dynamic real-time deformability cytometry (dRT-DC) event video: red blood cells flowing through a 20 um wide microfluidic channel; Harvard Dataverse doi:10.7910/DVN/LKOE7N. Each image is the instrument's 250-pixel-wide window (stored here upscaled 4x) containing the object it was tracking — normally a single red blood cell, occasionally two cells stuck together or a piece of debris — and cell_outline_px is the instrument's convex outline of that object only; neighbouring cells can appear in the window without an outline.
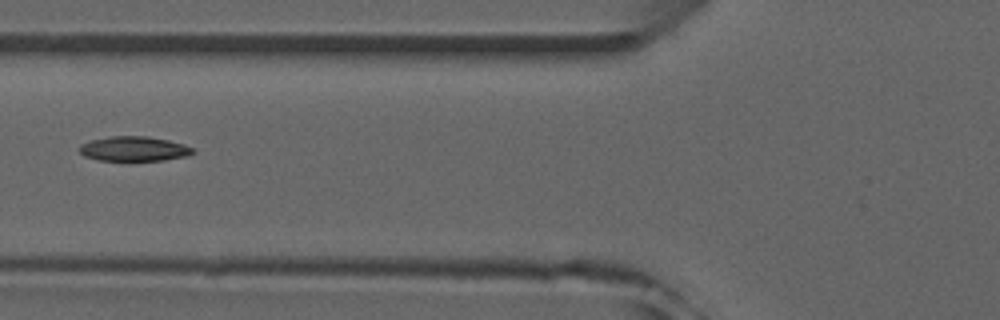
{"species": "common noctule bat (a hibernating species)", "species_latin": "Nyctalus noctula", "temperature_condition": "room temperature", "stored_images_in_passage": 7, "camera_frame_rate_fps": 3000, "um_per_image_px": 0.085, "animal": {"sex": "male", "forearm_length_mm": 52.5}, "frame": {"image": 1, "passage_image": 6, "time_ms": 5.667, "image_size_px": [1000, 320], "cell_outline_px": [[196, 152], [188, 156], [164, 160], [96, 160], [84, 156], [80, 152], [80, 144], [92, 140], [112, 136], [148, 136], [168, 140], [184, 144], [192, 148]], "centroid_in_image_um": [11.41, 12.65], "position_along_channel_um": 114.4, "area_um2": 16.3}}
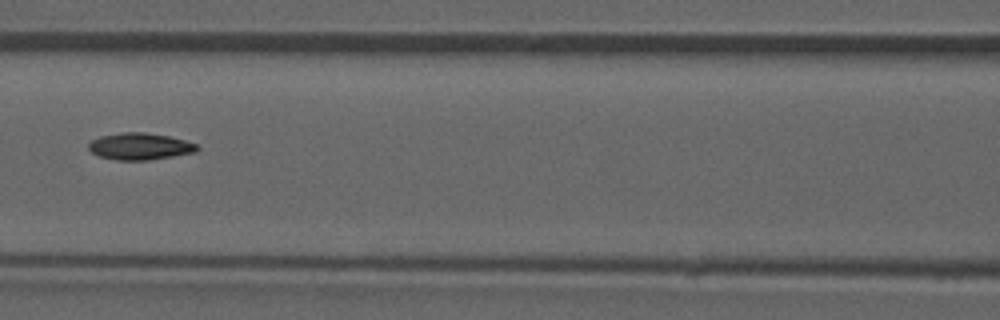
{"frame": {"image": 2, "passage_image": 7, "time_ms": 6.667, "image_size_px": [1000, 320], "cell_outline_px": [[200, 148], [196, 152], [148, 160], [116, 160], [100, 156], [92, 152], [88, 148], [88, 144], [92, 140], [100, 136], [124, 132], [144, 132], [168, 136], [184, 140], [196, 144]], "centroid_in_image_um": [11.89, 12.44], "position_along_channel_um": 154.7, "area_um2": 16.82}}